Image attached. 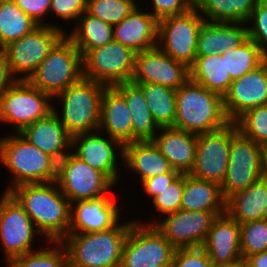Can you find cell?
<instances>
[{"mask_svg": "<svg viewBox=\"0 0 267 267\" xmlns=\"http://www.w3.org/2000/svg\"><path fill=\"white\" fill-rule=\"evenodd\" d=\"M9 193L30 216L45 241L60 242L69 233L71 203L56 181L21 184Z\"/></svg>", "mask_w": 267, "mask_h": 267, "instance_id": "1", "label": "cell"}, {"mask_svg": "<svg viewBox=\"0 0 267 267\" xmlns=\"http://www.w3.org/2000/svg\"><path fill=\"white\" fill-rule=\"evenodd\" d=\"M129 221L99 232L68 233L60 242L70 267H120L123 245L135 220Z\"/></svg>", "mask_w": 267, "mask_h": 267, "instance_id": "2", "label": "cell"}, {"mask_svg": "<svg viewBox=\"0 0 267 267\" xmlns=\"http://www.w3.org/2000/svg\"><path fill=\"white\" fill-rule=\"evenodd\" d=\"M229 123L221 95L190 79L176 90L174 128L198 135L219 130Z\"/></svg>", "mask_w": 267, "mask_h": 267, "instance_id": "3", "label": "cell"}, {"mask_svg": "<svg viewBox=\"0 0 267 267\" xmlns=\"http://www.w3.org/2000/svg\"><path fill=\"white\" fill-rule=\"evenodd\" d=\"M0 163L13 177L5 192L21 184L52 182L57 178V162L20 133L0 137Z\"/></svg>", "mask_w": 267, "mask_h": 267, "instance_id": "4", "label": "cell"}, {"mask_svg": "<svg viewBox=\"0 0 267 267\" xmlns=\"http://www.w3.org/2000/svg\"><path fill=\"white\" fill-rule=\"evenodd\" d=\"M105 87L97 81L82 77L53 97V101L60 99L59 105L63 104L61 113L54 105L53 111L71 136L99 129L101 98Z\"/></svg>", "mask_w": 267, "mask_h": 267, "instance_id": "5", "label": "cell"}, {"mask_svg": "<svg viewBox=\"0 0 267 267\" xmlns=\"http://www.w3.org/2000/svg\"><path fill=\"white\" fill-rule=\"evenodd\" d=\"M82 77V55L73 42L64 35L28 81L53 98Z\"/></svg>", "mask_w": 267, "mask_h": 267, "instance_id": "6", "label": "cell"}, {"mask_svg": "<svg viewBox=\"0 0 267 267\" xmlns=\"http://www.w3.org/2000/svg\"><path fill=\"white\" fill-rule=\"evenodd\" d=\"M52 100L28 80H14L0 95V122L11 124L13 131L20 133L53 111Z\"/></svg>", "mask_w": 267, "mask_h": 267, "instance_id": "7", "label": "cell"}, {"mask_svg": "<svg viewBox=\"0 0 267 267\" xmlns=\"http://www.w3.org/2000/svg\"><path fill=\"white\" fill-rule=\"evenodd\" d=\"M132 223L123 245L120 267H171L176 248L154 225Z\"/></svg>", "mask_w": 267, "mask_h": 267, "instance_id": "8", "label": "cell"}, {"mask_svg": "<svg viewBox=\"0 0 267 267\" xmlns=\"http://www.w3.org/2000/svg\"><path fill=\"white\" fill-rule=\"evenodd\" d=\"M205 19L196 8L158 21L157 47L174 60L191 67Z\"/></svg>", "mask_w": 267, "mask_h": 267, "instance_id": "9", "label": "cell"}, {"mask_svg": "<svg viewBox=\"0 0 267 267\" xmlns=\"http://www.w3.org/2000/svg\"><path fill=\"white\" fill-rule=\"evenodd\" d=\"M64 35L62 29L51 25L37 26L3 47L11 76L15 80H28Z\"/></svg>", "mask_w": 267, "mask_h": 267, "instance_id": "10", "label": "cell"}, {"mask_svg": "<svg viewBox=\"0 0 267 267\" xmlns=\"http://www.w3.org/2000/svg\"><path fill=\"white\" fill-rule=\"evenodd\" d=\"M135 55L131 48L112 40L89 50L83 57V77L106 87L130 82L134 73Z\"/></svg>", "mask_w": 267, "mask_h": 267, "instance_id": "11", "label": "cell"}, {"mask_svg": "<svg viewBox=\"0 0 267 267\" xmlns=\"http://www.w3.org/2000/svg\"><path fill=\"white\" fill-rule=\"evenodd\" d=\"M56 182L70 203L110 194L114 183L102 172L81 161L72 152L57 163Z\"/></svg>", "mask_w": 267, "mask_h": 267, "instance_id": "12", "label": "cell"}, {"mask_svg": "<svg viewBox=\"0 0 267 267\" xmlns=\"http://www.w3.org/2000/svg\"><path fill=\"white\" fill-rule=\"evenodd\" d=\"M40 236L18 201L9 192H3L0 198V244L6 264L15 257L35 251V237L39 239Z\"/></svg>", "mask_w": 267, "mask_h": 267, "instance_id": "13", "label": "cell"}, {"mask_svg": "<svg viewBox=\"0 0 267 267\" xmlns=\"http://www.w3.org/2000/svg\"><path fill=\"white\" fill-rule=\"evenodd\" d=\"M265 175L261 146L238 131L231 138L227 173L221 185L224 199L227 200Z\"/></svg>", "mask_w": 267, "mask_h": 267, "instance_id": "14", "label": "cell"}, {"mask_svg": "<svg viewBox=\"0 0 267 267\" xmlns=\"http://www.w3.org/2000/svg\"><path fill=\"white\" fill-rule=\"evenodd\" d=\"M238 132L234 122L197 135L195 163L190 175L222 185L228 167L231 138Z\"/></svg>", "mask_w": 267, "mask_h": 267, "instance_id": "15", "label": "cell"}, {"mask_svg": "<svg viewBox=\"0 0 267 267\" xmlns=\"http://www.w3.org/2000/svg\"><path fill=\"white\" fill-rule=\"evenodd\" d=\"M224 212L179 209L160 217L161 220L155 217L152 222L143 224L154 225L176 249L202 247L214 219Z\"/></svg>", "mask_w": 267, "mask_h": 267, "instance_id": "16", "label": "cell"}, {"mask_svg": "<svg viewBox=\"0 0 267 267\" xmlns=\"http://www.w3.org/2000/svg\"><path fill=\"white\" fill-rule=\"evenodd\" d=\"M102 134L97 130L72 136L71 152L90 167L104 173L117 186L120 176L117 161L123 160V146Z\"/></svg>", "mask_w": 267, "mask_h": 267, "instance_id": "17", "label": "cell"}, {"mask_svg": "<svg viewBox=\"0 0 267 267\" xmlns=\"http://www.w3.org/2000/svg\"><path fill=\"white\" fill-rule=\"evenodd\" d=\"M189 79V67L163 53L157 46L135 55L132 83H153L178 90Z\"/></svg>", "mask_w": 267, "mask_h": 267, "instance_id": "18", "label": "cell"}, {"mask_svg": "<svg viewBox=\"0 0 267 267\" xmlns=\"http://www.w3.org/2000/svg\"><path fill=\"white\" fill-rule=\"evenodd\" d=\"M262 105H267V59L233 80L223 96L224 111L230 122H234L245 111Z\"/></svg>", "mask_w": 267, "mask_h": 267, "instance_id": "19", "label": "cell"}, {"mask_svg": "<svg viewBox=\"0 0 267 267\" xmlns=\"http://www.w3.org/2000/svg\"><path fill=\"white\" fill-rule=\"evenodd\" d=\"M107 194L99 198L71 203L69 233H91L108 230L121 219L116 197ZM116 199V201L114 200ZM76 205V206H75Z\"/></svg>", "mask_w": 267, "mask_h": 267, "instance_id": "20", "label": "cell"}, {"mask_svg": "<svg viewBox=\"0 0 267 267\" xmlns=\"http://www.w3.org/2000/svg\"><path fill=\"white\" fill-rule=\"evenodd\" d=\"M212 264L243 263L240 224L227 212L218 215L202 245Z\"/></svg>", "mask_w": 267, "mask_h": 267, "instance_id": "21", "label": "cell"}, {"mask_svg": "<svg viewBox=\"0 0 267 267\" xmlns=\"http://www.w3.org/2000/svg\"><path fill=\"white\" fill-rule=\"evenodd\" d=\"M20 134L57 163L71 150L72 136L52 111L46 117L26 126Z\"/></svg>", "mask_w": 267, "mask_h": 267, "instance_id": "22", "label": "cell"}, {"mask_svg": "<svg viewBox=\"0 0 267 267\" xmlns=\"http://www.w3.org/2000/svg\"><path fill=\"white\" fill-rule=\"evenodd\" d=\"M138 5L121 22L113 26V40L134 52L149 50L157 45L158 20Z\"/></svg>", "mask_w": 267, "mask_h": 267, "instance_id": "23", "label": "cell"}, {"mask_svg": "<svg viewBox=\"0 0 267 267\" xmlns=\"http://www.w3.org/2000/svg\"><path fill=\"white\" fill-rule=\"evenodd\" d=\"M152 139L172 169L189 174L195 163L197 134L174 127H162Z\"/></svg>", "mask_w": 267, "mask_h": 267, "instance_id": "24", "label": "cell"}, {"mask_svg": "<svg viewBox=\"0 0 267 267\" xmlns=\"http://www.w3.org/2000/svg\"><path fill=\"white\" fill-rule=\"evenodd\" d=\"M99 131L122 146L132 143V115L124 96L115 87H105L101 98Z\"/></svg>", "mask_w": 267, "mask_h": 267, "instance_id": "25", "label": "cell"}, {"mask_svg": "<svg viewBox=\"0 0 267 267\" xmlns=\"http://www.w3.org/2000/svg\"><path fill=\"white\" fill-rule=\"evenodd\" d=\"M121 164L139 175V183L172 169L152 140L134 141L124 145Z\"/></svg>", "mask_w": 267, "mask_h": 267, "instance_id": "26", "label": "cell"}, {"mask_svg": "<svg viewBox=\"0 0 267 267\" xmlns=\"http://www.w3.org/2000/svg\"><path fill=\"white\" fill-rule=\"evenodd\" d=\"M226 212L239 224L267 219V175L231 195Z\"/></svg>", "mask_w": 267, "mask_h": 267, "instance_id": "27", "label": "cell"}, {"mask_svg": "<svg viewBox=\"0 0 267 267\" xmlns=\"http://www.w3.org/2000/svg\"><path fill=\"white\" fill-rule=\"evenodd\" d=\"M181 210L226 211V200L218 183L184 174Z\"/></svg>", "mask_w": 267, "mask_h": 267, "instance_id": "28", "label": "cell"}, {"mask_svg": "<svg viewBox=\"0 0 267 267\" xmlns=\"http://www.w3.org/2000/svg\"><path fill=\"white\" fill-rule=\"evenodd\" d=\"M114 87L124 96L132 115V142L152 140L160 127L148 108L142 90L132 82Z\"/></svg>", "mask_w": 267, "mask_h": 267, "instance_id": "29", "label": "cell"}, {"mask_svg": "<svg viewBox=\"0 0 267 267\" xmlns=\"http://www.w3.org/2000/svg\"><path fill=\"white\" fill-rule=\"evenodd\" d=\"M190 70V80L222 97L228 92L232 79L226 71L225 56L220 53L196 56Z\"/></svg>", "mask_w": 267, "mask_h": 267, "instance_id": "30", "label": "cell"}, {"mask_svg": "<svg viewBox=\"0 0 267 267\" xmlns=\"http://www.w3.org/2000/svg\"><path fill=\"white\" fill-rule=\"evenodd\" d=\"M259 0H195V8L207 22L245 23Z\"/></svg>", "mask_w": 267, "mask_h": 267, "instance_id": "31", "label": "cell"}, {"mask_svg": "<svg viewBox=\"0 0 267 267\" xmlns=\"http://www.w3.org/2000/svg\"><path fill=\"white\" fill-rule=\"evenodd\" d=\"M76 26L65 33L80 51L82 57L91 49L106 45L113 40V26L92 16L87 11L80 15Z\"/></svg>", "mask_w": 267, "mask_h": 267, "instance_id": "32", "label": "cell"}, {"mask_svg": "<svg viewBox=\"0 0 267 267\" xmlns=\"http://www.w3.org/2000/svg\"><path fill=\"white\" fill-rule=\"evenodd\" d=\"M143 92L148 108L162 127H174L176 118V90L153 83H134Z\"/></svg>", "mask_w": 267, "mask_h": 267, "instance_id": "33", "label": "cell"}, {"mask_svg": "<svg viewBox=\"0 0 267 267\" xmlns=\"http://www.w3.org/2000/svg\"><path fill=\"white\" fill-rule=\"evenodd\" d=\"M37 26L13 0H0V49L29 34Z\"/></svg>", "mask_w": 267, "mask_h": 267, "instance_id": "34", "label": "cell"}, {"mask_svg": "<svg viewBox=\"0 0 267 267\" xmlns=\"http://www.w3.org/2000/svg\"><path fill=\"white\" fill-rule=\"evenodd\" d=\"M220 54L225 56L226 71L232 80L242 77L267 59L259 46L249 38L241 46Z\"/></svg>", "mask_w": 267, "mask_h": 267, "instance_id": "35", "label": "cell"}, {"mask_svg": "<svg viewBox=\"0 0 267 267\" xmlns=\"http://www.w3.org/2000/svg\"><path fill=\"white\" fill-rule=\"evenodd\" d=\"M50 243V244H49ZM49 249H39L13 258L6 267H70L68 254L61 242H46Z\"/></svg>", "mask_w": 267, "mask_h": 267, "instance_id": "36", "label": "cell"}, {"mask_svg": "<svg viewBox=\"0 0 267 267\" xmlns=\"http://www.w3.org/2000/svg\"><path fill=\"white\" fill-rule=\"evenodd\" d=\"M137 6L133 0H87V12L114 26Z\"/></svg>", "mask_w": 267, "mask_h": 267, "instance_id": "37", "label": "cell"}, {"mask_svg": "<svg viewBox=\"0 0 267 267\" xmlns=\"http://www.w3.org/2000/svg\"><path fill=\"white\" fill-rule=\"evenodd\" d=\"M234 123L242 135L258 145L267 141V105L245 111Z\"/></svg>", "mask_w": 267, "mask_h": 267, "instance_id": "38", "label": "cell"}, {"mask_svg": "<svg viewBox=\"0 0 267 267\" xmlns=\"http://www.w3.org/2000/svg\"><path fill=\"white\" fill-rule=\"evenodd\" d=\"M240 247L243 261L267 250V219L240 224Z\"/></svg>", "mask_w": 267, "mask_h": 267, "instance_id": "39", "label": "cell"}, {"mask_svg": "<svg viewBox=\"0 0 267 267\" xmlns=\"http://www.w3.org/2000/svg\"><path fill=\"white\" fill-rule=\"evenodd\" d=\"M184 189V174H180L167 187L159 191L151 202L158 213L167 215L180 209L182 192Z\"/></svg>", "mask_w": 267, "mask_h": 267, "instance_id": "40", "label": "cell"}, {"mask_svg": "<svg viewBox=\"0 0 267 267\" xmlns=\"http://www.w3.org/2000/svg\"><path fill=\"white\" fill-rule=\"evenodd\" d=\"M245 23H217L218 53L241 46L248 39Z\"/></svg>", "mask_w": 267, "mask_h": 267, "instance_id": "41", "label": "cell"}, {"mask_svg": "<svg viewBox=\"0 0 267 267\" xmlns=\"http://www.w3.org/2000/svg\"><path fill=\"white\" fill-rule=\"evenodd\" d=\"M246 24L249 39L253 40L267 57V2L265 0L257 2Z\"/></svg>", "mask_w": 267, "mask_h": 267, "instance_id": "42", "label": "cell"}, {"mask_svg": "<svg viewBox=\"0 0 267 267\" xmlns=\"http://www.w3.org/2000/svg\"><path fill=\"white\" fill-rule=\"evenodd\" d=\"M211 261L202 247L176 249L171 267H210Z\"/></svg>", "mask_w": 267, "mask_h": 267, "instance_id": "43", "label": "cell"}, {"mask_svg": "<svg viewBox=\"0 0 267 267\" xmlns=\"http://www.w3.org/2000/svg\"><path fill=\"white\" fill-rule=\"evenodd\" d=\"M16 5L27 14L34 22L39 26L51 25L53 27L62 29L65 33L67 32L62 28L59 23H49L44 20L45 17L50 13L51 0H13Z\"/></svg>", "mask_w": 267, "mask_h": 267, "instance_id": "44", "label": "cell"}, {"mask_svg": "<svg viewBox=\"0 0 267 267\" xmlns=\"http://www.w3.org/2000/svg\"><path fill=\"white\" fill-rule=\"evenodd\" d=\"M152 12L158 21L161 19L182 14L195 7V0H151Z\"/></svg>", "mask_w": 267, "mask_h": 267, "instance_id": "45", "label": "cell"}, {"mask_svg": "<svg viewBox=\"0 0 267 267\" xmlns=\"http://www.w3.org/2000/svg\"><path fill=\"white\" fill-rule=\"evenodd\" d=\"M87 10V0H51L50 12L63 21H75Z\"/></svg>", "mask_w": 267, "mask_h": 267, "instance_id": "46", "label": "cell"}, {"mask_svg": "<svg viewBox=\"0 0 267 267\" xmlns=\"http://www.w3.org/2000/svg\"><path fill=\"white\" fill-rule=\"evenodd\" d=\"M217 50V23L205 22L200 30L196 56H210Z\"/></svg>", "mask_w": 267, "mask_h": 267, "instance_id": "47", "label": "cell"}, {"mask_svg": "<svg viewBox=\"0 0 267 267\" xmlns=\"http://www.w3.org/2000/svg\"><path fill=\"white\" fill-rule=\"evenodd\" d=\"M179 175L180 173L177 170L171 169L167 173H162L158 176L144 180L140 186L143 187V191L150 197V200H152L159 194V191L167 187Z\"/></svg>", "mask_w": 267, "mask_h": 267, "instance_id": "48", "label": "cell"}, {"mask_svg": "<svg viewBox=\"0 0 267 267\" xmlns=\"http://www.w3.org/2000/svg\"><path fill=\"white\" fill-rule=\"evenodd\" d=\"M14 80L10 74L5 53L0 49V95Z\"/></svg>", "mask_w": 267, "mask_h": 267, "instance_id": "49", "label": "cell"}, {"mask_svg": "<svg viewBox=\"0 0 267 267\" xmlns=\"http://www.w3.org/2000/svg\"><path fill=\"white\" fill-rule=\"evenodd\" d=\"M243 267H267V250L248 256Z\"/></svg>", "mask_w": 267, "mask_h": 267, "instance_id": "50", "label": "cell"}, {"mask_svg": "<svg viewBox=\"0 0 267 267\" xmlns=\"http://www.w3.org/2000/svg\"><path fill=\"white\" fill-rule=\"evenodd\" d=\"M260 146H261L262 165L267 175V141L261 144Z\"/></svg>", "mask_w": 267, "mask_h": 267, "instance_id": "51", "label": "cell"}, {"mask_svg": "<svg viewBox=\"0 0 267 267\" xmlns=\"http://www.w3.org/2000/svg\"><path fill=\"white\" fill-rule=\"evenodd\" d=\"M210 267H243V263H233V264H230V265L211 264Z\"/></svg>", "mask_w": 267, "mask_h": 267, "instance_id": "52", "label": "cell"}]
</instances>
